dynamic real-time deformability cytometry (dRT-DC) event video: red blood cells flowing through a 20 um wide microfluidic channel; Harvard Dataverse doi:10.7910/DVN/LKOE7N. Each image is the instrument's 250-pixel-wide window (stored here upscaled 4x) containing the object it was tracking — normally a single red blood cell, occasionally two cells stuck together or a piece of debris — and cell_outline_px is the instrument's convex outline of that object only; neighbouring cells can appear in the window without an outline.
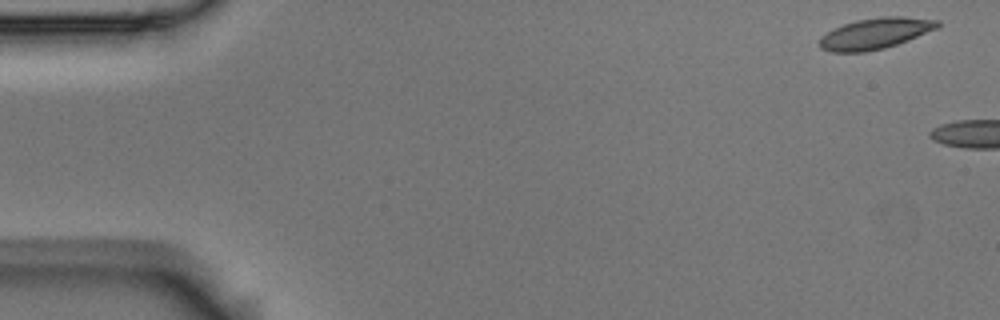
{"species": "Egyptian fruit bat (a non-hibernating species)", "species_latin": "Rousettus aegyptiacus", "temperature_condition": "room temperature", "stored_images_in_passage": 2, "camera_frame_rate_fps": 3000, "um_per_image_px": 0.085, "animal": {"sex": "male"}, "frame": {"image": 1, "passage_image": 1, "time_ms": 0.0, "image_size_px": [1000, 320], "cell_outline_px": [[940, 24], [936, 28], [908, 40], [884, 48], [864, 52], [832, 52], [820, 48], [820, 36], [832, 28], [856, 20], [884, 16], [900, 16], [940, 20]], "centroid_in_image_um": [74.36, 2.84], "position_along_channel_um": 10.6, "area_um2": 21.21}}